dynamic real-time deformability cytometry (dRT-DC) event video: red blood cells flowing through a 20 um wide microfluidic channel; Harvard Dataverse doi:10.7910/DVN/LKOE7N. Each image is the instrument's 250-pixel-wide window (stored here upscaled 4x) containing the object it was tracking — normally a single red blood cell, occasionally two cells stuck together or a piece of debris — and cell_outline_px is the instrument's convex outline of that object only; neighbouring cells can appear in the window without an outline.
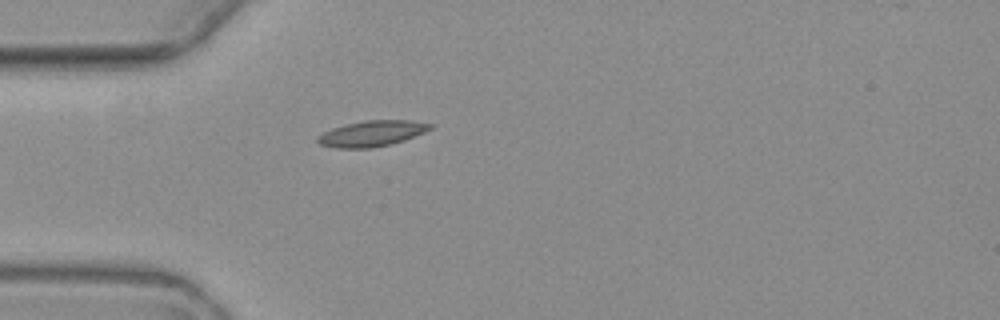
{"species": "common noctule bat (a hibernating species)", "species_latin": "Nyctalus noctula", "temperature_condition": "warm", "stored_images_in_passage": 4, "camera_frame_rate_fps": 3000, "um_per_image_px": 0.085, "animal": {"sex": "female", "body_mass_g": 19.3, "forearm_length_mm": 54.1}, "frame": {"image": 1, "passage_image": 4, "time_ms": 3.667, "image_size_px": [1000, 320], "cell_outline_px": [[436, 124], [432, 128], [424, 132], [404, 140], [392, 144], [372, 148], [336, 148], [320, 144], [316, 140], [316, 136], [332, 128], [364, 120], [408, 120]], "centroid_in_image_um": [31.62, 11.35], "position_along_channel_um": 53.4, "area_um2": 16.94}}